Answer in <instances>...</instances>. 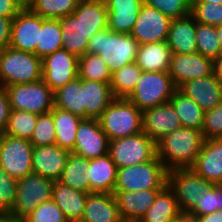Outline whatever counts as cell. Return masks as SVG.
I'll return each mask as SVG.
<instances>
[{
    "mask_svg": "<svg viewBox=\"0 0 222 222\" xmlns=\"http://www.w3.org/2000/svg\"><path fill=\"white\" fill-rule=\"evenodd\" d=\"M204 140L201 130L181 126L156 143L157 157L166 169L191 168Z\"/></svg>",
    "mask_w": 222,
    "mask_h": 222,
    "instance_id": "obj_1",
    "label": "cell"
},
{
    "mask_svg": "<svg viewBox=\"0 0 222 222\" xmlns=\"http://www.w3.org/2000/svg\"><path fill=\"white\" fill-rule=\"evenodd\" d=\"M138 47L139 43L131 34L116 33L106 28L89 39L87 53L99 55L113 73L136 61Z\"/></svg>",
    "mask_w": 222,
    "mask_h": 222,
    "instance_id": "obj_2",
    "label": "cell"
},
{
    "mask_svg": "<svg viewBox=\"0 0 222 222\" xmlns=\"http://www.w3.org/2000/svg\"><path fill=\"white\" fill-rule=\"evenodd\" d=\"M98 120L109 141L143 132L142 111L126 98H115Z\"/></svg>",
    "mask_w": 222,
    "mask_h": 222,
    "instance_id": "obj_3",
    "label": "cell"
},
{
    "mask_svg": "<svg viewBox=\"0 0 222 222\" xmlns=\"http://www.w3.org/2000/svg\"><path fill=\"white\" fill-rule=\"evenodd\" d=\"M42 79V60L34 53L7 47L0 52V86L34 83Z\"/></svg>",
    "mask_w": 222,
    "mask_h": 222,
    "instance_id": "obj_4",
    "label": "cell"
},
{
    "mask_svg": "<svg viewBox=\"0 0 222 222\" xmlns=\"http://www.w3.org/2000/svg\"><path fill=\"white\" fill-rule=\"evenodd\" d=\"M167 173L168 170L157 156L147 162L118 168L114 191L162 189L167 184Z\"/></svg>",
    "mask_w": 222,
    "mask_h": 222,
    "instance_id": "obj_5",
    "label": "cell"
},
{
    "mask_svg": "<svg viewBox=\"0 0 222 222\" xmlns=\"http://www.w3.org/2000/svg\"><path fill=\"white\" fill-rule=\"evenodd\" d=\"M177 90L168 72H142L133 92L126 98L141 111L167 102Z\"/></svg>",
    "mask_w": 222,
    "mask_h": 222,
    "instance_id": "obj_6",
    "label": "cell"
},
{
    "mask_svg": "<svg viewBox=\"0 0 222 222\" xmlns=\"http://www.w3.org/2000/svg\"><path fill=\"white\" fill-rule=\"evenodd\" d=\"M54 180L36 173L18 179L15 206L9 216L23 220L42 202L52 199Z\"/></svg>",
    "mask_w": 222,
    "mask_h": 222,
    "instance_id": "obj_7",
    "label": "cell"
},
{
    "mask_svg": "<svg viewBox=\"0 0 222 222\" xmlns=\"http://www.w3.org/2000/svg\"><path fill=\"white\" fill-rule=\"evenodd\" d=\"M5 90L11 110L40 115L54 107L53 91L42 79L34 83L10 85Z\"/></svg>",
    "mask_w": 222,
    "mask_h": 222,
    "instance_id": "obj_8",
    "label": "cell"
},
{
    "mask_svg": "<svg viewBox=\"0 0 222 222\" xmlns=\"http://www.w3.org/2000/svg\"><path fill=\"white\" fill-rule=\"evenodd\" d=\"M108 153L118 168L153 160L157 156L156 143L144 132L109 141Z\"/></svg>",
    "mask_w": 222,
    "mask_h": 222,
    "instance_id": "obj_9",
    "label": "cell"
},
{
    "mask_svg": "<svg viewBox=\"0 0 222 222\" xmlns=\"http://www.w3.org/2000/svg\"><path fill=\"white\" fill-rule=\"evenodd\" d=\"M167 185L174 192L180 211H189L214 184L192 168H177L168 171Z\"/></svg>",
    "mask_w": 222,
    "mask_h": 222,
    "instance_id": "obj_10",
    "label": "cell"
},
{
    "mask_svg": "<svg viewBox=\"0 0 222 222\" xmlns=\"http://www.w3.org/2000/svg\"><path fill=\"white\" fill-rule=\"evenodd\" d=\"M32 153L33 145L30 140L2 134L0 166L10 177L18 180L33 173Z\"/></svg>",
    "mask_w": 222,
    "mask_h": 222,
    "instance_id": "obj_11",
    "label": "cell"
},
{
    "mask_svg": "<svg viewBox=\"0 0 222 222\" xmlns=\"http://www.w3.org/2000/svg\"><path fill=\"white\" fill-rule=\"evenodd\" d=\"M41 60L42 80L53 92L78 77L79 58L63 48Z\"/></svg>",
    "mask_w": 222,
    "mask_h": 222,
    "instance_id": "obj_12",
    "label": "cell"
},
{
    "mask_svg": "<svg viewBox=\"0 0 222 222\" xmlns=\"http://www.w3.org/2000/svg\"><path fill=\"white\" fill-rule=\"evenodd\" d=\"M171 20L158 9L144 3L130 34L139 45L166 41Z\"/></svg>",
    "mask_w": 222,
    "mask_h": 222,
    "instance_id": "obj_13",
    "label": "cell"
},
{
    "mask_svg": "<svg viewBox=\"0 0 222 222\" xmlns=\"http://www.w3.org/2000/svg\"><path fill=\"white\" fill-rule=\"evenodd\" d=\"M168 73L178 88L188 80L213 74V59L198 52L191 54L172 53Z\"/></svg>",
    "mask_w": 222,
    "mask_h": 222,
    "instance_id": "obj_14",
    "label": "cell"
},
{
    "mask_svg": "<svg viewBox=\"0 0 222 222\" xmlns=\"http://www.w3.org/2000/svg\"><path fill=\"white\" fill-rule=\"evenodd\" d=\"M109 139L102 131L98 119H83L78 128L74 154L91 160L108 153Z\"/></svg>",
    "mask_w": 222,
    "mask_h": 222,
    "instance_id": "obj_15",
    "label": "cell"
},
{
    "mask_svg": "<svg viewBox=\"0 0 222 222\" xmlns=\"http://www.w3.org/2000/svg\"><path fill=\"white\" fill-rule=\"evenodd\" d=\"M143 132L155 143L181 127V121L171 102L142 111Z\"/></svg>",
    "mask_w": 222,
    "mask_h": 222,
    "instance_id": "obj_16",
    "label": "cell"
},
{
    "mask_svg": "<svg viewBox=\"0 0 222 222\" xmlns=\"http://www.w3.org/2000/svg\"><path fill=\"white\" fill-rule=\"evenodd\" d=\"M42 23L41 16L31 10H21L13 21L9 47L36 55Z\"/></svg>",
    "mask_w": 222,
    "mask_h": 222,
    "instance_id": "obj_17",
    "label": "cell"
},
{
    "mask_svg": "<svg viewBox=\"0 0 222 222\" xmlns=\"http://www.w3.org/2000/svg\"><path fill=\"white\" fill-rule=\"evenodd\" d=\"M177 89L193 99L204 112L214 109L222 101V82L214 74L188 80Z\"/></svg>",
    "mask_w": 222,
    "mask_h": 222,
    "instance_id": "obj_18",
    "label": "cell"
},
{
    "mask_svg": "<svg viewBox=\"0 0 222 222\" xmlns=\"http://www.w3.org/2000/svg\"><path fill=\"white\" fill-rule=\"evenodd\" d=\"M69 151L56 144L47 146H33V173L58 181L68 160Z\"/></svg>",
    "mask_w": 222,
    "mask_h": 222,
    "instance_id": "obj_19",
    "label": "cell"
},
{
    "mask_svg": "<svg viewBox=\"0 0 222 222\" xmlns=\"http://www.w3.org/2000/svg\"><path fill=\"white\" fill-rule=\"evenodd\" d=\"M191 168L208 182L222 184V138L205 140Z\"/></svg>",
    "mask_w": 222,
    "mask_h": 222,
    "instance_id": "obj_20",
    "label": "cell"
},
{
    "mask_svg": "<svg viewBox=\"0 0 222 222\" xmlns=\"http://www.w3.org/2000/svg\"><path fill=\"white\" fill-rule=\"evenodd\" d=\"M107 10V28L116 33L130 34L144 0H104Z\"/></svg>",
    "mask_w": 222,
    "mask_h": 222,
    "instance_id": "obj_21",
    "label": "cell"
},
{
    "mask_svg": "<svg viewBox=\"0 0 222 222\" xmlns=\"http://www.w3.org/2000/svg\"><path fill=\"white\" fill-rule=\"evenodd\" d=\"M160 190L114 191L113 195L123 220L141 219L153 205Z\"/></svg>",
    "mask_w": 222,
    "mask_h": 222,
    "instance_id": "obj_22",
    "label": "cell"
},
{
    "mask_svg": "<svg viewBox=\"0 0 222 222\" xmlns=\"http://www.w3.org/2000/svg\"><path fill=\"white\" fill-rule=\"evenodd\" d=\"M79 222H123L112 193L88 194L83 216Z\"/></svg>",
    "mask_w": 222,
    "mask_h": 222,
    "instance_id": "obj_23",
    "label": "cell"
},
{
    "mask_svg": "<svg viewBox=\"0 0 222 222\" xmlns=\"http://www.w3.org/2000/svg\"><path fill=\"white\" fill-rule=\"evenodd\" d=\"M195 34L196 21L191 15L172 19L166 42L172 53H195L197 52Z\"/></svg>",
    "mask_w": 222,
    "mask_h": 222,
    "instance_id": "obj_24",
    "label": "cell"
},
{
    "mask_svg": "<svg viewBox=\"0 0 222 222\" xmlns=\"http://www.w3.org/2000/svg\"><path fill=\"white\" fill-rule=\"evenodd\" d=\"M118 167L109 153L89 160L90 193H112L117 182Z\"/></svg>",
    "mask_w": 222,
    "mask_h": 222,
    "instance_id": "obj_25",
    "label": "cell"
},
{
    "mask_svg": "<svg viewBox=\"0 0 222 222\" xmlns=\"http://www.w3.org/2000/svg\"><path fill=\"white\" fill-rule=\"evenodd\" d=\"M85 119H98L115 99L110 84L82 79Z\"/></svg>",
    "mask_w": 222,
    "mask_h": 222,
    "instance_id": "obj_26",
    "label": "cell"
},
{
    "mask_svg": "<svg viewBox=\"0 0 222 222\" xmlns=\"http://www.w3.org/2000/svg\"><path fill=\"white\" fill-rule=\"evenodd\" d=\"M88 194L54 181L52 200L69 222H79L84 213Z\"/></svg>",
    "mask_w": 222,
    "mask_h": 222,
    "instance_id": "obj_27",
    "label": "cell"
},
{
    "mask_svg": "<svg viewBox=\"0 0 222 222\" xmlns=\"http://www.w3.org/2000/svg\"><path fill=\"white\" fill-rule=\"evenodd\" d=\"M171 55L166 41L145 43L139 45L135 63L144 72H168Z\"/></svg>",
    "mask_w": 222,
    "mask_h": 222,
    "instance_id": "obj_28",
    "label": "cell"
},
{
    "mask_svg": "<svg viewBox=\"0 0 222 222\" xmlns=\"http://www.w3.org/2000/svg\"><path fill=\"white\" fill-rule=\"evenodd\" d=\"M72 14L81 21L89 39L107 28L108 10L104 0L78 1Z\"/></svg>",
    "mask_w": 222,
    "mask_h": 222,
    "instance_id": "obj_29",
    "label": "cell"
},
{
    "mask_svg": "<svg viewBox=\"0 0 222 222\" xmlns=\"http://www.w3.org/2000/svg\"><path fill=\"white\" fill-rule=\"evenodd\" d=\"M50 112L55 125V144L72 152L75 147L77 128L83 118L57 107H53Z\"/></svg>",
    "mask_w": 222,
    "mask_h": 222,
    "instance_id": "obj_30",
    "label": "cell"
},
{
    "mask_svg": "<svg viewBox=\"0 0 222 222\" xmlns=\"http://www.w3.org/2000/svg\"><path fill=\"white\" fill-rule=\"evenodd\" d=\"M63 45L62 48L78 58L87 53L89 37L84 32L80 20L73 14L59 18Z\"/></svg>",
    "mask_w": 222,
    "mask_h": 222,
    "instance_id": "obj_31",
    "label": "cell"
},
{
    "mask_svg": "<svg viewBox=\"0 0 222 222\" xmlns=\"http://www.w3.org/2000/svg\"><path fill=\"white\" fill-rule=\"evenodd\" d=\"M58 181L74 190L90 193L89 160L70 152L62 176Z\"/></svg>",
    "mask_w": 222,
    "mask_h": 222,
    "instance_id": "obj_32",
    "label": "cell"
},
{
    "mask_svg": "<svg viewBox=\"0 0 222 222\" xmlns=\"http://www.w3.org/2000/svg\"><path fill=\"white\" fill-rule=\"evenodd\" d=\"M180 212L172 189L166 184L157 194L153 205L141 218L143 222H174Z\"/></svg>",
    "mask_w": 222,
    "mask_h": 222,
    "instance_id": "obj_33",
    "label": "cell"
},
{
    "mask_svg": "<svg viewBox=\"0 0 222 222\" xmlns=\"http://www.w3.org/2000/svg\"><path fill=\"white\" fill-rule=\"evenodd\" d=\"M54 107L69 111L85 119L82 79L77 77L53 92Z\"/></svg>",
    "mask_w": 222,
    "mask_h": 222,
    "instance_id": "obj_34",
    "label": "cell"
},
{
    "mask_svg": "<svg viewBox=\"0 0 222 222\" xmlns=\"http://www.w3.org/2000/svg\"><path fill=\"white\" fill-rule=\"evenodd\" d=\"M170 102L180 118L182 126L198 130L202 129L204 111L193 99L177 89Z\"/></svg>",
    "mask_w": 222,
    "mask_h": 222,
    "instance_id": "obj_35",
    "label": "cell"
},
{
    "mask_svg": "<svg viewBox=\"0 0 222 222\" xmlns=\"http://www.w3.org/2000/svg\"><path fill=\"white\" fill-rule=\"evenodd\" d=\"M63 39L59 19L43 18L39 30V43L36 45V56L41 59L62 49Z\"/></svg>",
    "mask_w": 222,
    "mask_h": 222,
    "instance_id": "obj_36",
    "label": "cell"
},
{
    "mask_svg": "<svg viewBox=\"0 0 222 222\" xmlns=\"http://www.w3.org/2000/svg\"><path fill=\"white\" fill-rule=\"evenodd\" d=\"M142 69L131 62L111 74L110 88L114 98H127L140 79Z\"/></svg>",
    "mask_w": 222,
    "mask_h": 222,
    "instance_id": "obj_37",
    "label": "cell"
},
{
    "mask_svg": "<svg viewBox=\"0 0 222 222\" xmlns=\"http://www.w3.org/2000/svg\"><path fill=\"white\" fill-rule=\"evenodd\" d=\"M111 74L107 64L99 55L86 53L79 57V78L110 84Z\"/></svg>",
    "mask_w": 222,
    "mask_h": 222,
    "instance_id": "obj_38",
    "label": "cell"
},
{
    "mask_svg": "<svg viewBox=\"0 0 222 222\" xmlns=\"http://www.w3.org/2000/svg\"><path fill=\"white\" fill-rule=\"evenodd\" d=\"M37 119L38 114L11 110L4 134L30 140L36 127Z\"/></svg>",
    "mask_w": 222,
    "mask_h": 222,
    "instance_id": "obj_39",
    "label": "cell"
},
{
    "mask_svg": "<svg viewBox=\"0 0 222 222\" xmlns=\"http://www.w3.org/2000/svg\"><path fill=\"white\" fill-rule=\"evenodd\" d=\"M78 0H36L30 9L42 18L59 19L74 12Z\"/></svg>",
    "mask_w": 222,
    "mask_h": 222,
    "instance_id": "obj_40",
    "label": "cell"
},
{
    "mask_svg": "<svg viewBox=\"0 0 222 222\" xmlns=\"http://www.w3.org/2000/svg\"><path fill=\"white\" fill-rule=\"evenodd\" d=\"M197 52L209 58H217L221 54V46L216 27L196 22Z\"/></svg>",
    "mask_w": 222,
    "mask_h": 222,
    "instance_id": "obj_41",
    "label": "cell"
},
{
    "mask_svg": "<svg viewBox=\"0 0 222 222\" xmlns=\"http://www.w3.org/2000/svg\"><path fill=\"white\" fill-rule=\"evenodd\" d=\"M56 132L51 112L38 115L36 127L30 142L33 146L55 144Z\"/></svg>",
    "mask_w": 222,
    "mask_h": 222,
    "instance_id": "obj_42",
    "label": "cell"
},
{
    "mask_svg": "<svg viewBox=\"0 0 222 222\" xmlns=\"http://www.w3.org/2000/svg\"><path fill=\"white\" fill-rule=\"evenodd\" d=\"M190 15L201 24L217 26L222 23V4L190 3Z\"/></svg>",
    "mask_w": 222,
    "mask_h": 222,
    "instance_id": "obj_43",
    "label": "cell"
},
{
    "mask_svg": "<svg viewBox=\"0 0 222 222\" xmlns=\"http://www.w3.org/2000/svg\"><path fill=\"white\" fill-rule=\"evenodd\" d=\"M18 180L0 166V215H9L15 206Z\"/></svg>",
    "mask_w": 222,
    "mask_h": 222,
    "instance_id": "obj_44",
    "label": "cell"
},
{
    "mask_svg": "<svg viewBox=\"0 0 222 222\" xmlns=\"http://www.w3.org/2000/svg\"><path fill=\"white\" fill-rule=\"evenodd\" d=\"M22 222H69L61 209L51 199L42 202Z\"/></svg>",
    "mask_w": 222,
    "mask_h": 222,
    "instance_id": "obj_45",
    "label": "cell"
},
{
    "mask_svg": "<svg viewBox=\"0 0 222 222\" xmlns=\"http://www.w3.org/2000/svg\"><path fill=\"white\" fill-rule=\"evenodd\" d=\"M148 6L154 7L170 19L183 18L190 15L189 0H144Z\"/></svg>",
    "mask_w": 222,
    "mask_h": 222,
    "instance_id": "obj_46",
    "label": "cell"
},
{
    "mask_svg": "<svg viewBox=\"0 0 222 222\" xmlns=\"http://www.w3.org/2000/svg\"><path fill=\"white\" fill-rule=\"evenodd\" d=\"M203 140L222 138V101L212 110L204 112Z\"/></svg>",
    "mask_w": 222,
    "mask_h": 222,
    "instance_id": "obj_47",
    "label": "cell"
},
{
    "mask_svg": "<svg viewBox=\"0 0 222 222\" xmlns=\"http://www.w3.org/2000/svg\"><path fill=\"white\" fill-rule=\"evenodd\" d=\"M219 184L213 185L201 198L197 200L195 205L189 212L202 216L219 210Z\"/></svg>",
    "mask_w": 222,
    "mask_h": 222,
    "instance_id": "obj_48",
    "label": "cell"
},
{
    "mask_svg": "<svg viewBox=\"0 0 222 222\" xmlns=\"http://www.w3.org/2000/svg\"><path fill=\"white\" fill-rule=\"evenodd\" d=\"M10 111L7 92L4 87L0 86V134H4Z\"/></svg>",
    "mask_w": 222,
    "mask_h": 222,
    "instance_id": "obj_49",
    "label": "cell"
},
{
    "mask_svg": "<svg viewBox=\"0 0 222 222\" xmlns=\"http://www.w3.org/2000/svg\"><path fill=\"white\" fill-rule=\"evenodd\" d=\"M13 21L12 18L0 17V52L9 46Z\"/></svg>",
    "mask_w": 222,
    "mask_h": 222,
    "instance_id": "obj_50",
    "label": "cell"
},
{
    "mask_svg": "<svg viewBox=\"0 0 222 222\" xmlns=\"http://www.w3.org/2000/svg\"><path fill=\"white\" fill-rule=\"evenodd\" d=\"M20 11L14 0H0V17L14 19Z\"/></svg>",
    "mask_w": 222,
    "mask_h": 222,
    "instance_id": "obj_51",
    "label": "cell"
},
{
    "mask_svg": "<svg viewBox=\"0 0 222 222\" xmlns=\"http://www.w3.org/2000/svg\"><path fill=\"white\" fill-rule=\"evenodd\" d=\"M174 222H200L199 216L189 211H180Z\"/></svg>",
    "mask_w": 222,
    "mask_h": 222,
    "instance_id": "obj_52",
    "label": "cell"
},
{
    "mask_svg": "<svg viewBox=\"0 0 222 222\" xmlns=\"http://www.w3.org/2000/svg\"><path fill=\"white\" fill-rule=\"evenodd\" d=\"M200 222H222V210L199 216Z\"/></svg>",
    "mask_w": 222,
    "mask_h": 222,
    "instance_id": "obj_53",
    "label": "cell"
},
{
    "mask_svg": "<svg viewBox=\"0 0 222 222\" xmlns=\"http://www.w3.org/2000/svg\"><path fill=\"white\" fill-rule=\"evenodd\" d=\"M213 74L222 82V54L213 59Z\"/></svg>",
    "mask_w": 222,
    "mask_h": 222,
    "instance_id": "obj_54",
    "label": "cell"
},
{
    "mask_svg": "<svg viewBox=\"0 0 222 222\" xmlns=\"http://www.w3.org/2000/svg\"><path fill=\"white\" fill-rule=\"evenodd\" d=\"M36 0H14V3L19 7L20 10H30Z\"/></svg>",
    "mask_w": 222,
    "mask_h": 222,
    "instance_id": "obj_55",
    "label": "cell"
},
{
    "mask_svg": "<svg viewBox=\"0 0 222 222\" xmlns=\"http://www.w3.org/2000/svg\"><path fill=\"white\" fill-rule=\"evenodd\" d=\"M0 222H22V221L9 215H0Z\"/></svg>",
    "mask_w": 222,
    "mask_h": 222,
    "instance_id": "obj_56",
    "label": "cell"
},
{
    "mask_svg": "<svg viewBox=\"0 0 222 222\" xmlns=\"http://www.w3.org/2000/svg\"><path fill=\"white\" fill-rule=\"evenodd\" d=\"M216 27L217 37L221 46V54H222V23L218 24Z\"/></svg>",
    "mask_w": 222,
    "mask_h": 222,
    "instance_id": "obj_57",
    "label": "cell"
},
{
    "mask_svg": "<svg viewBox=\"0 0 222 222\" xmlns=\"http://www.w3.org/2000/svg\"><path fill=\"white\" fill-rule=\"evenodd\" d=\"M190 3H218L222 4V0H189Z\"/></svg>",
    "mask_w": 222,
    "mask_h": 222,
    "instance_id": "obj_58",
    "label": "cell"
},
{
    "mask_svg": "<svg viewBox=\"0 0 222 222\" xmlns=\"http://www.w3.org/2000/svg\"><path fill=\"white\" fill-rule=\"evenodd\" d=\"M219 201H220L219 210H222V184H219Z\"/></svg>",
    "mask_w": 222,
    "mask_h": 222,
    "instance_id": "obj_59",
    "label": "cell"
},
{
    "mask_svg": "<svg viewBox=\"0 0 222 222\" xmlns=\"http://www.w3.org/2000/svg\"><path fill=\"white\" fill-rule=\"evenodd\" d=\"M123 222H143L141 219L123 220Z\"/></svg>",
    "mask_w": 222,
    "mask_h": 222,
    "instance_id": "obj_60",
    "label": "cell"
}]
</instances>
